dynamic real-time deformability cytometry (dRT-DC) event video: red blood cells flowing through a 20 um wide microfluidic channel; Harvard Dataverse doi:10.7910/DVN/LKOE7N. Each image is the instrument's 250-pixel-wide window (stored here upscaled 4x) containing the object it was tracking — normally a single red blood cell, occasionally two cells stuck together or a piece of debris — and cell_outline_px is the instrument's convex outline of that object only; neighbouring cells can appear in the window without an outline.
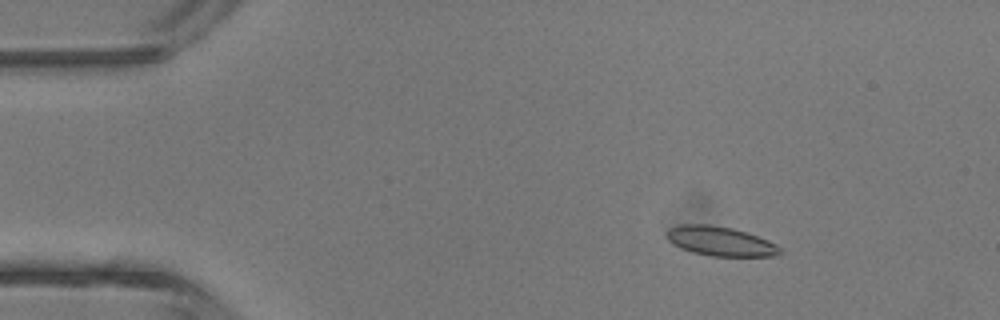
{"species": "common noctule bat (a hibernating species)", "species_latin": "Nyctalus noctula", "temperature_condition": "room temperature", "stored_images_in_passage": 3, "camera_frame_rate_fps": 3000, "um_per_image_px": 0.085, "animal": {"sex": "male", "body_mass_g": 13.3}, "frame": {"image": 1, "passage_image": 2, "time_ms": 1.333, "image_size_px": [1000, 320], "cell_outline_px": [[780, 252], [776, 256], [708, 256], [692, 252], [680, 248], [668, 240], [668, 228], [684, 224], [708, 224], [732, 228], [756, 236], [776, 244], [780, 248]], "centroid_in_image_um": [61.2, 20.51], "position_along_channel_um": 23.8, "area_um2": 19.13}}